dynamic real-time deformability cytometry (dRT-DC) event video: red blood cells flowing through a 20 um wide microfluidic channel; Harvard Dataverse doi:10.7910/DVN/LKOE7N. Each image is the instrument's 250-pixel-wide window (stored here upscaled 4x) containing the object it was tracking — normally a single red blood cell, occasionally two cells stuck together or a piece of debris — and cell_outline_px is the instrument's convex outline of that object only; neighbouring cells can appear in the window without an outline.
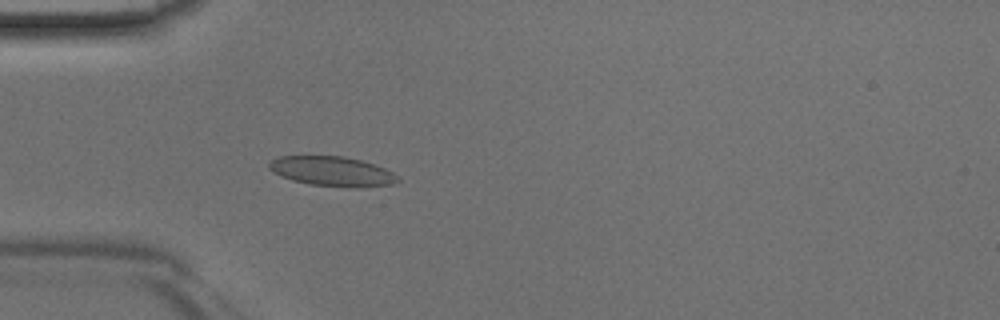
{"species": "Egyptian fruit bat (a non-hibernating species)", "species_latin": "Rousettus aegyptiacus", "temperature_condition": "room temperature", "stored_images_in_passage": 33, "camera_frame_rate_fps": 3000, "um_per_image_px": 0.085, "animal": {"sex": "male"}, "frame": {"image": 1, "passage_image": 1, "time_ms": 0.0, "image_size_px": [1000, 320], "cell_outline_px": [[400, 180], [396, 184], [360, 188], [356, 188], [308, 184], [292, 180], [280, 176], [268, 168], [268, 160], [280, 156], [344, 156], [360, 160], [384, 168], [400, 176]], "centroid_in_image_um": [28.25, 14.57], "position_along_channel_um": 56.8, "area_um2": 22.54}}
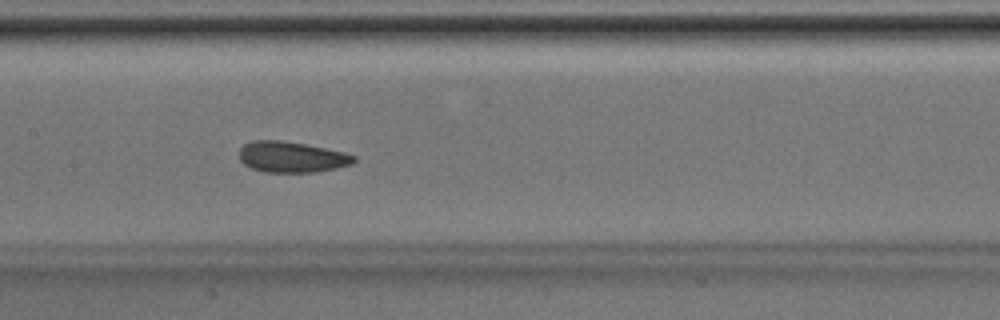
{"frame": {"image": 2, "passage_image": 10, "time_ms": 3.0, "image_size_px": [1000, 320], "cell_outline_px": [[356, 160], [352, 164], [336, 168], [316, 172], [264, 172], [252, 168], [244, 164], [240, 160], [240, 148], [244, 144], [252, 140], [280, 140], [304, 144], [344, 152], [356, 156]], "centroid_in_image_um": [24.79, 13.34], "position_along_channel_um": 182.6, "area_um2": 20.58}}
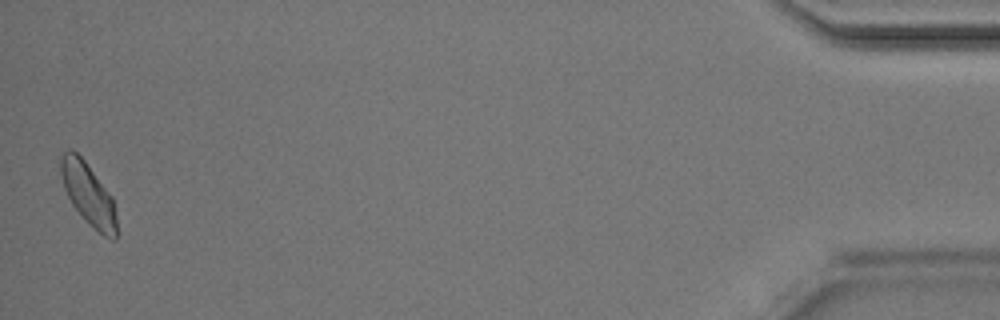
{"frame": {"image": 3, "passage_image": 33, "time_ms": 10.667, "image_size_px": [1000, 320], "cell_outline_px": [[116, 240], [112, 240], [104, 236], [88, 224], [72, 204], [64, 188], [60, 172], [60, 160], [64, 152], [68, 148], [72, 148], [84, 160], [112, 196], [116, 216]], "centroid_in_image_um": [7.5, 16.5], "position_along_channel_um": 427.7, "area_um2": 20.11}}